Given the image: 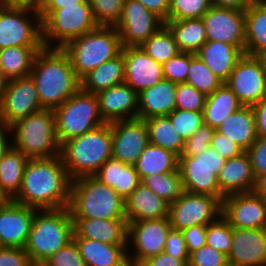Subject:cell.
I'll use <instances>...</instances> for the list:
<instances>
[{
    "instance_id": "obj_52",
    "label": "cell",
    "mask_w": 266,
    "mask_h": 266,
    "mask_svg": "<svg viewBox=\"0 0 266 266\" xmlns=\"http://www.w3.org/2000/svg\"><path fill=\"white\" fill-rule=\"evenodd\" d=\"M163 252L175 259L183 260L188 265L189 253L180 230L170 229Z\"/></svg>"
},
{
    "instance_id": "obj_54",
    "label": "cell",
    "mask_w": 266,
    "mask_h": 266,
    "mask_svg": "<svg viewBox=\"0 0 266 266\" xmlns=\"http://www.w3.org/2000/svg\"><path fill=\"white\" fill-rule=\"evenodd\" d=\"M251 159L255 177L266 173V138L258 137L246 151Z\"/></svg>"
},
{
    "instance_id": "obj_46",
    "label": "cell",
    "mask_w": 266,
    "mask_h": 266,
    "mask_svg": "<svg viewBox=\"0 0 266 266\" xmlns=\"http://www.w3.org/2000/svg\"><path fill=\"white\" fill-rule=\"evenodd\" d=\"M167 117L184 140L190 138L198 128L204 125L203 112L176 108Z\"/></svg>"
},
{
    "instance_id": "obj_4",
    "label": "cell",
    "mask_w": 266,
    "mask_h": 266,
    "mask_svg": "<svg viewBox=\"0 0 266 266\" xmlns=\"http://www.w3.org/2000/svg\"><path fill=\"white\" fill-rule=\"evenodd\" d=\"M69 209L72 218L126 219L125 200L95 176L71 181Z\"/></svg>"
},
{
    "instance_id": "obj_15",
    "label": "cell",
    "mask_w": 266,
    "mask_h": 266,
    "mask_svg": "<svg viewBox=\"0 0 266 266\" xmlns=\"http://www.w3.org/2000/svg\"><path fill=\"white\" fill-rule=\"evenodd\" d=\"M165 22L143 4L135 0H125L119 22L115 25L122 47H138Z\"/></svg>"
},
{
    "instance_id": "obj_18",
    "label": "cell",
    "mask_w": 266,
    "mask_h": 266,
    "mask_svg": "<svg viewBox=\"0 0 266 266\" xmlns=\"http://www.w3.org/2000/svg\"><path fill=\"white\" fill-rule=\"evenodd\" d=\"M112 157L126 165H135L149 142L145 120L130 119L111 122Z\"/></svg>"
},
{
    "instance_id": "obj_9",
    "label": "cell",
    "mask_w": 266,
    "mask_h": 266,
    "mask_svg": "<svg viewBox=\"0 0 266 266\" xmlns=\"http://www.w3.org/2000/svg\"><path fill=\"white\" fill-rule=\"evenodd\" d=\"M98 27L88 1L61 6L42 22L44 47L63 48L70 41Z\"/></svg>"
},
{
    "instance_id": "obj_12",
    "label": "cell",
    "mask_w": 266,
    "mask_h": 266,
    "mask_svg": "<svg viewBox=\"0 0 266 266\" xmlns=\"http://www.w3.org/2000/svg\"><path fill=\"white\" fill-rule=\"evenodd\" d=\"M171 228L168 217L128 222L127 253L130 266H140L148 258L162 253Z\"/></svg>"
},
{
    "instance_id": "obj_22",
    "label": "cell",
    "mask_w": 266,
    "mask_h": 266,
    "mask_svg": "<svg viewBox=\"0 0 266 266\" xmlns=\"http://www.w3.org/2000/svg\"><path fill=\"white\" fill-rule=\"evenodd\" d=\"M36 211L14 201L0 208V247L24 248Z\"/></svg>"
},
{
    "instance_id": "obj_27",
    "label": "cell",
    "mask_w": 266,
    "mask_h": 266,
    "mask_svg": "<svg viewBox=\"0 0 266 266\" xmlns=\"http://www.w3.org/2000/svg\"><path fill=\"white\" fill-rule=\"evenodd\" d=\"M127 222L168 217V204L142 183L125 199Z\"/></svg>"
},
{
    "instance_id": "obj_63",
    "label": "cell",
    "mask_w": 266,
    "mask_h": 266,
    "mask_svg": "<svg viewBox=\"0 0 266 266\" xmlns=\"http://www.w3.org/2000/svg\"><path fill=\"white\" fill-rule=\"evenodd\" d=\"M257 0H211V4L217 7L233 8L245 11Z\"/></svg>"
},
{
    "instance_id": "obj_31",
    "label": "cell",
    "mask_w": 266,
    "mask_h": 266,
    "mask_svg": "<svg viewBox=\"0 0 266 266\" xmlns=\"http://www.w3.org/2000/svg\"><path fill=\"white\" fill-rule=\"evenodd\" d=\"M94 176L113 188L124 200L141 183L134 165H126L113 157L109 158Z\"/></svg>"
},
{
    "instance_id": "obj_38",
    "label": "cell",
    "mask_w": 266,
    "mask_h": 266,
    "mask_svg": "<svg viewBox=\"0 0 266 266\" xmlns=\"http://www.w3.org/2000/svg\"><path fill=\"white\" fill-rule=\"evenodd\" d=\"M149 142L181 156L185 140L171 124L167 116H154L145 119Z\"/></svg>"
},
{
    "instance_id": "obj_35",
    "label": "cell",
    "mask_w": 266,
    "mask_h": 266,
    "mask_svg": "<svg viewBox=\"0 0 266 266\" xmlns=\"http://www.w3.org/2000/svg\"><path fill=\"white\" fill-rule=\"evenodd\" d=\"M179 157L171 151L149 143L141 152L135 166L140 180L152 174H162L178 170Z\"/></svg>"
},
{
    "instance_id": "obj_6",
    "label": "cell",
    "mask_w": 266,
    "mask_h": 266,
    "mask_svg": "<svg viewBox=\"0 0 266 266\" xmlns=\"http://www.w3.org/2000/svg\"><path fill=\"white\" fill-rule=\"evenodd\" d=\"M12 146L28 159L52 158L60 155L55 113L42 109L11 125Z\"/></svg>"
},
{
    "instance_id": "obj_47",
    "label": "cell",
    "mask_w": 266,
    "mask_h": 266,
    "mask_svg": "<svg viewBox=\"0 0 266 266\" xmlns=\"http://www.w3.org/2000/svg\"><path fill=\"white\" fill-rule=\"evenodd\" d=\"M207 96L188 83H178L176 88V108L186 111L203 112Z\"/></svg>"
},
{
    "instance_id": "obj_34",
    "label": "cell",
    "mask_w": 266,
    "mask_h": 266,
    "mask_svg": "<svg viewBox=\"0 0 266 266\" xmlns=\"http://www.w3.org/2000/svg\"><path fill=\"white\" fill-rule=\"evenodd\" d=\"M243 105L238 97L223 83L212 94L208 95L203 109L204 125L217 128L230 114L238 111Z\"/></svg>"
},
{
    "instance_id": "obj_16",
    "label": "cell",
    "mask_w": 266,
    "mask_h": 266,
    "mask_svg": "<svg viewBox=\"0 0 266 266\" xmlns=\"http://www.w3.org/2000/svg\"><path fill=\"white\" fill-rule=\"evenodd\" d=\"M44 109L31 76L10 79L0 102V120L7 125Z\"/></svg>"
},
{
    "instance_id": "obj_29",
    "label": "cell",
    "mask_w": 266,
    "mask_h": 266,
    "mask_svg": "<svg viewBox=\"0 0 266 266\" xmlns=\"http://www.w3.org/2000/svg\"><path fill=\"white\" fill-rule=\"evenodd\" d=\"M86 266H130L127 245H111L88 238H73Z\"/></svg>"
},
{
    "instance_id": "obj_14",
    "label": "cell",
    "mask_w": 266,
    "mask_h": 266,
    "mask_svg": "<svg viewBox=\"0 0 266 266\" xmlns=\"http://www.w3.org/2000/svg\"><path fill=\"white\" fill-rule=\"evenodd\" d=\"M243 106H254L266 96V71L262 57L244 54L225 82Z\"/></svg>"
},
{
    "instance_id": "obj_58",
    "label": "cell",
    "mask_w": 266,
    "mask_h": 266,
    "mask_svg": "<svg viewBox=\"0 0 266 266\" xmlns=\"http://www.w3.org/2000/svg\"><path fill=\"white\" fill-rule=\"evenodd\" d=\"M45 0H0V4L9 8L27 9L41 13Z\"/></svg>"
},
{
    "instance_id": "obj_23",
    "label": "cell",
    "mask_w": 266,
    "mask_h": 266,
    "mask_svg": "<svg viewBox=\"0 0 266 266\" xmlns=\"http://www.w3.org/2000/svg\"><path fill=\"white\" fill-rule=\"evenodd\" d=\"M96 96L106 123L137 118L138 94L125 82L100 91Z\"/></svg>"
},
{
    "instance_id": "obj_45",
    "label": "cell",
    "mask_w": 266,
    "mask_h": 266,
    "mask_svg": "<svg viewBox=\"0 0 266 266\" xmlns=\"http://www.w3.org/2000/svg\"><path fill=\"white\" fill-rule=\"evenodd\" d=\"M99 26H115L122 13L125 0H87Z\"/></svg>"
},
{
    "instance_id": "obj_50",
    "label": "cell",
    "mask_w": 266,
    "mask_h": 266,
    "mask_svg": "<svg viewBox=\"0 0 266 266\" xmlns=\"http://www.w3.org/2000/svg\"><path fill=\"white\" fill-rule=\"evenodd\" d=\"M227 262V255L205 244L189 254L188 266H224Z\"/></svg>"
},
{
    "instance_id": "obj_59",
    "label": "cell",
    "mask_w": 266,
    "mask_h": 266,
    "mask_svg": "<svg viewBox=\"0 0 266 266\" xmlns=\"http://www.w3.org/2000/svg\"><path fill=\"white\" fill-rule=\"evenodd\" d=\"M143 4L149 11L155 13L164 22L167 21L170 0H135Z\"/></svg>"
},
{
    "instance_id": "obj_53",
    "label": "cell",
    "mask_w": 266,
    "mask_h": 266,
    "mask_svg": "<svg viewBox=\"0 0 266 266\" xmlns=\"http://www.w3.org/2000/svg\"><path fill=\"white\" fill-rule=\"evenodd\" d=\"M210 146L225 159L235 158L246 152L240 145L216 129L213 133Z\"/></svg>"
},
{
    "instance_id": "obj_2",
    "label": "cell",
    "mask_w": 266,
    "mask_h": 266,
    "mask_svg": "<svg viewBox=\"0 0 266 266\" xmlns=\"http://www.w3.org/2000/svg\"><path fill=\"white\" fill-rule=\"evenodd\" d=\"M30 76L44 109L54 110L81 88V79L76 75L63 48L40 49Z\"/></svg>"
},
{
    "instance_id": "obj_8",
    "label": "cell",
    "mask_w": 266,
    "mask_h": 266,
    "mask_svg": "<svg viewBox=\"0 0 266 266\" xmlns=\"http://www.w3.org/2000/svg\"><path fill=\"white\" fill-rule=\"evenodd\" d=\"M53 111L60 145L106 123L100 114L96 94L81 88Z\"/></svg>"
},
{
    "instance_id": "obj_37",
    "label": "cell",
    "mask_w": 266,
    "mask_h": 266,
    "mask_svg": "<svg viewBox=\"0 0 266 266\" xmlns=\"http://www.w3.org/2000/svg\"><path fill=\"white\" fill-rule=\"evenodd\" d=\"M43 47L0 49V71L8 79L30 76L36 54Z\"/></svg>"
},
{
    "instance_id": "obj_44",
    "label": "cell",
    "mask_w": 266,
    "mask_h": 266,
    "mask_svg": "<svg viewBox=\"0 0 266 266\" xmlns=\"http://www.w3.org/2000/svg\"><path fill=\"white\" fill-rule=\"evenodd\" d=\"M206 244L228 255L232 245L233 228L220 216L216 221L207 225Z\"/></svg>"
},
{
    "instance_id": "obj_49",
    "label": "cell",
    "mask_w": 266,
    "mask_h": 266,
    "mask_svg": "<svg viewBox=\"0 0 266 266\" xmlns=\"http://www.w3.org/2000/svg\"><path fill=\"white\" fill-rule=\"evenodd\" d=\"M214 131L215 128L207 125L198 128L190 138L185 140L181 156H195L201 154L210 146Z\"/></svg>"
},
{
    "instance_id": "obj_67",
    "label": "cell",
    "mask_w": 266,
    "mask_h": 266,
    "mask_svg": "<svg viewBox=\"0 0 266 266\" xmlns=\"http://www.w3.org/2000/svg\"><path fill=\"white\" fill-rule=\"evenodd\" d=\"M28 266H50L46 260H30Z\"/></svg>"
},
{
    "instance_id": "obj_65",
    "label": "cell",
    "mask_w": 266,
    "mask_h": 266,
    "mask_svg": "<svg viewBox=\"0 0 266 266\" xmlns=\"http://www.w3.org/2000/svg\"><path fill=\"white\" fill-rule=\"evenodd\" d=\"M14 199L0 185V208L9 206Z\"/></svg>"
},
{
    "instance_id": "obj_41",
    "label": "cell",
    "mask_w": 266,
    "mask_h": 266,
    "mask_svg": "<svg viewBox=\"0 0 266 266\" xmlns=\"http://www.w3.org/2000/svg\"><path fill=\"white\" fill-rule=\"evenodd\" d=\"M141 183L149 187L168 205L174 203L183 192L179 169L173 172L146 176L141 180Z\"/></svg>"
},
{
    "instance_id": "obj_43",
    "label": "cell",
    "mask_w": 266,
    "mask_h": 266,
    "mask_svg": "<svg viewBox=\"0 0 266 266\" xmlns=\"http://www.w3.org/2000/svg\"><path fill=\"white\" fill-rule=\"evenodd\" d=\"M211 6V0H170L167 21L202 18Z\"/></svg>"
},
{
    "instance_id": "obj_19",
    "label": "cell",
    "mask_w": 266,
    "mask_h": 266,
    "mask_svg": "<svg viewBox=\"0 0 266 266\" xmlns=\"http://www.w3.org/2000/svg\"><path fill=\"white\" fill-rule=\"evenodd\" d=\"M202 19L207 40L235 45L245 54L244 11L212 5Z\"/></svg>"
},
{
    "instance_id": "obj_40",
    "label": "cell",
    "mask_w": 266,
    "mask_h": 266,
    "mask_svg": "<svg viewBox=\"0 0 266 266\" xmlns=\"http://www.w3.org/2000/svg\"><path fill=\"white\" fill-rule=\"evenodd\" d=\"M140 47L162 65L180 53L174 36L166 25L152 34Z\"/></svg>"
},
{
    "instance_id": "obj_5",
    "label": "cell",
    "mask_w": 266,
    "mask_h": 266,
    "mask_svg": "<svg viewBox=\"0 0 266 266\" xmlns=\"http://www.w3.org/2000/svg\"><path fill=\"white\" fill-rule=\"evenodd\" d=\"M74 222L69 207L37 210L24 247L31 260H48L73 240Z\"/></svg>"
},
{
    "instance_id": "obj_33",
    "label": "cell",
    "mask_w": 266,
    "mask_h": 266,
    "mask_svg": "<svg viewBox=\"0 0 266 266\" xmlns=\"http://www.w3.org/2000/svg\"><path fill=\"white\" fill-rule=\"evenodd\" d=\"M125 79L122 52L115 58L102 63L81 78V89L97 94L114 85L123 83Z\"/></svg>"
},
{
    "instance_id": "obj_32",
    "label": "cell",
    "mask_w": 266,
    "mask_h": 266,
    "mask_svg": "<svg viewBox=\"0 0 266 266\" xmlns=\"http://www.w3.org/2000/svg\"><path fill=\"white\" fill-rule=\"evenodd\" d=\"M216 130L247 151L256 141V120L251 106H243L230 114Z\"/></svg>"
},
{
    "instance_id": "obj_69",
    "label": "cell",
    "mask_w": 266,
    "mask_h": 266,
    "mask_svg": "<svg viewBox=\"0 0 266 266\" xmlns=\"http://www.w3.org/2000/svg\"><path fill=\"white\" fill-rule=\"evenodd\" d=\"M224 266H232V265H230V264L227 262Z\"/></svg>"
},
{
    "instance_id": "obj_39",
    "label": "cell",
    "mask_w": 266,
    "mask_h": 266,
    "mask_svg": "<svg viewBox=\"0 0 266 266\" xmlns=\"http://www.w3.org/2000/svg\"><path fill=\"white\" fill-rule=\"evenodd\" d=\"M28 158L11 146L0 160V185L14 199L21 188Z\"/></svg>"
},
{
    "instance_id": "obj_42",
    "label": "cell",
    "mask_w": 266,
    "mask_h": 266,
    "mask_svg": "<svg viewBox=\"0 0 266 266\" xmlns=\"http://www.w3.org/2000/svg\"><path fill=\"white\" fill-rule=\"evenodd\" d=\"M186 83L194 86L206 96L212 94L224 82L217 77L197 54L190 53V67Z\"/></svg>"
},
{
    "instance_id": "obj_62",
    "label": "cell",
    "mask_w": 266,
    "mask_h": 266,
    "mask_svg": "<svg viewBox=\"0 0 266 266\" xmlns=\"http://www.w3.org/2000/svg\"><path fill=\"white\" fill-rule=\"evenodd\" d=\"M10 136H12L11 126L0 120V160L12 146V137Z\"/></svg>"
},
{
    "instance_id": "obj_64",
    "label": "cell",
    "mask_w": 266,
    "mask_h": 266,
    "mask_svg": "<svg viewBox=\"0 0 266 266\" xmlns=\"http://www.w3.org/2000/svg\"><path fill=\"white\" fill-rule=\"evenodd\" d=\"M253 192L262 196L263 198L266 197V173L256 177Z\"/></svg>"
},
{
    "instance_id": "obj_3",
    "label": "cell",
    "mask_w": 266,
    "mask_h": 266,
    "mask_svg": "<svg viewBox=\"0 0 266 266\" xmlns=\"http://www.w3.org/2000/svg\"><path fill=\"white\" fill-rule=\"evenodd\" d=\"M60 156L71 180L94 176L112 157L111 124L104 123L61 145Z\"/></svg>"
},
{
    "instance_id": "obj_11",
    "label": "cell",
    "mask_w": 266,
    "mask_h": 266,
    "mask_svg": "<svg viewBox=\"0 0 266 266\" xmlns=\"http://www.w3.org/2000/svg\"><path fill=\"white\" fill-rule=\"evenodd\" d=\"M10 46L44 47L39 13L0 4V49Z\"/></svg>"
},
{
    "instance_id": "obj_57",
    "label": "cell",
    "mask_w": 266,
    "mask_h": 266,
    "mask_svg": "<svg viewBox=\"0 0 266 266\" xmlns=\"http://www.w3.org/2000/svg\"><path fill=\"white\" fill-rule=\"evenodd\" d=\"M256 120L257 137L266 138V96L252 106Z\"/></svg>"
},
{
    "instance_id": "obj_26",
    "label": "cell",
    "mask_w": 266,
    "mask_h": 266,
    "mask_svg": "<svg viewBox=\"0 0 266 266\" xmlns=\"http://www.w3.org/2000/svg\"><path fill=\"white\" fill-rule=\"evenodd\" d=\"M177 83L166 79L156 85L144 89L138 94V119H148L154 116H167L176 109Z\"/></svg>"
},
{
    "instance_id": "obj_61",
    "label": "cell",
    "mask_w": 266,
    "mask_h": 266,
    "mask_svg": "<svg viewBox=\"0 0 266 266\" xmlns=\"http://www.w3.org/2000/svg\"><path fill=\"white\" fill-rule=\"evenodd\" d=\"M87 0H45L43 9L40 13L42 22L55 10L61 6L76 5L78 3L86 2Z\"/></svg>"
},
{
    "instance_id": "obj_17",
    "label": "cell",
    "mask_w": 266,
    "mask_h": 266,
    "mask_svg": "<svg viewBox=\"0 0 266 266\" xmlns=\"http://www.w3.org/2000/svg\"><path fill=\"white\" fill-rule=\"evenodd\" d=\"M221 216L235 229L266 228L265 198L253 191L225 196Z\"/></svg>"
},
{
    "instance_id": "obj_7",
    "label": "cell",
    "mask_w": 266,
    "mask_h": 266,
    "mask_svg": "<svg viewBox=\"0 0 266 266\" xmlns=\"http://www.w3.org/2000/svg\"><path fill=\"white\" fill-rule=\"evenodd\" d=\"M120 35L115 26H99L70 41L63 47L76 75L81 79L88 72L121 53Z\"/></svg>"
},
{
    "instance_id": "obj_20",
    "label": "cell",
    "mask_w": 266,
    "mask_h": 266,
    "mask_svg": "<svg viewBox=\"0 0 266 266\" xmlns=\"http://www.w3.org/2000/svg\"><path fill=\"white\" fill-rule=\"evenodd\" d=\"M125 79L137 94L164 79L162 64L146 54L140 47H123Z\"/></svg>"
},
{
    "instance_id": "obj_21",
    "label": "cell",
    "mask_w": 266,
    "mask_h": 266,
    "mask_svg": "<svg viewBox=\"0 0 266 266\" xmlns=\"http://www.w3.org/2000/svg\"><path fill=\"white\" fill-rule=\"evenodd\" d=\"M227 261L232 266H266V228H233Z\"/></svg>"
},
{
    "instance_id": "obj_28",
    "label": "cell",
    "mask_w": 266,
    "mask_h": 266,
    "mask_svg": "<svg viewBox=\"0 0 266 266\" xmlns=\"http://www.w3.org/2000/svg\"><path fill=\"white\" fill-rule=\"evenodd\" d=\"M213 74L224 83L244 53L235 45L207 40L196 53Z\"/></svg>"
},
{
    "instance_id": "obj_56",
    "label": "cell",
    "mask_w": 266,
    "mask_h": 266,
    "mask_svg": "<svg viewBox=\"0 0 266 266\" xmlns=\"http://www.w3.org/2000/svg\"><path fill=\"white\" fill-rule=\"evenodd\" d=\"M206 229L207 225H196L181 230L189 254L206 244Z\"/></svg>"
},
{
    "instance_id": "obj_36",
    "label": "cell",
    "mask_w": 266,
    "mask_h": 266,
    "mask_svg": "<svg viewBox=\"0 0 266 266\" xmlns=\"http://www.w3.org/2000/svg\"><path fill=\"white\" fill-rule=\"evenodd\" d=\"M180 52L196 54L207 41L202 18L166 21Z\"/></svg>"
},
{
    "instance_id": "obj_60",
    "label": "cell",
    "mask_w": 266,
    "mask_h": 266,
    "mask_svg": "<svg viewBox=\"0 0 266 266\" xmlns=\"http://www.w3.org/2000/svg\"><path fill=\"white\" fill-rule=\"evenodd\" d=\"M140 266H188L183 260L175 259L164 252L148 258Z\"/></svg>"
},
{
    "instance_id": "obj_48",
    "label": "cell",
    "mask_w": 266,
    "mask_h": 266,
    "mask_svg": "<svg viewBox=\"0 0 266 266\" xmlns=\"http://www.w3.org/2000/svg\"><path fill=\"white\" fill-rule=\"evenodd\" d=\"M190 67V53L180 52L162 65L163 77L174 83H185Z\"/></svg>"
},
{
    "instance_id": "obj_30",
    "label": "cell",
    "mask_w": 266,
    "mask_h": 266,
    "mask_svg": "<svg viewBox=\"0 0 266 266\" xmlns=\"http://www.w3.org/2000/svg\"><path fill=\"white\" fill-rule=\"evenodd\" d=\"M245 54L266 55V0H257L245 11Z\"/></svg>"
},
{
    "instance_id": "obj_1",
    "label": "cell",
    "mask_w": 266,
    "mask_h": 266,
    "mask_svg": "<svg viewBox=\"0 0 266 266\" xmlns=\"http://www.w3.org/2000/svg\"><path fill=\"white\" fill-rule=\"evenodd\" d=\"M71 181L60 155L28 159L14 202L37 210L69 207Z\"/></svg>"
},
{
    "instance_id": "obj_10",
    "label": "cell",
    "mask_w": 266,
    "mask_h": 266,
    "mask_svg": "<svg viewBox=\"0 0 266 266\" xmlns=\"http://www.w3.org/2000/svg\"><path fill=\"white\" fill-rule=\"evenodd\" d=\"M225 162L211 146L195 156H180L178 169L183 191L214 196L222 201L225 196L220 192L218 175Z\"/></svg>"
},
{
    "instance_id": "obj_55",
    "label": "cell",
    "mask_w": 266,
    "mask_h": 266,
    "mask_svg": "<svg viewBox=\"0 0 266 266\" xmlns=\"http://www.w3.org/2000/svg\"><path fill=\"white\" fill-rule=\"evenodd\" d=\"M30 260L24 248L0 247V266H28Z\"/></svg>"
},
{
    "instance_id": "obj_13",
    "label": "cell",
    "mask_w": 266,
    "mask_h": 266,
    "mask_svg": "<svg viewBox=\"0 0 266 266\" xmlns=\"http://www.w3.org/2000/svg\"><path fill=\"white\" fill-rule=\"evenodd\" d=\"M221 213L222 201L219 198L187 191L168 205L170 225L180 231L196 225H208L216 221Z\"/></svg>"
},
{
    "instance_id": "obj_24",
    "label": "cell",
    "mask_w": 266,
    "mask_h": 266,
    "mask_svg": "<svg viewBox=\"0 0 266 266\" xmlns=\"http://www.w3.org/2000/svg\"><path fill=\"white\" fill-rule=\"evenodd\" d=\"M73 238H88L111 245H127L126 219L72 218Z\"/></svg>"
},
{
    "instance_id": "obj_66",
    "label": "cell",
    "mask_w": 266,
    "mask_h": 266,
    "mask_svg": "<svg viewBox=\"0 0 266 266\" xmlns=\"http://www.w3.org/2000/svg\"><path fill=\"white\" fill-rule=\"evenodd\" d=\"M8 79L0 71V102L7 86Z\"/></svg>"
},
{
    "instance_id": "obj_68",
    "label": "cell",
    "mask_w": 266,
    "mask_h": 266,
    "mask_svg": "<svg viewBox=\"0 0 266 266\" xmlns=\"http://www.w3.org/2000/svg\"><path fill=\"white\" fill-rule=\"evenodd\" d=\"M263 59V63H264V66H265V71H266V55L262 57Z\"/></svg>"
},
{
    "instance_id": "obj_25",
    "label": "cell",
    "mask_w": 266,
    "mask_h": 266,
    "mask_svg": "<svg viewBox=\"0 0 266 266\" xmlns=\"http://www.w3.org/2000/svg\"><path fill=\"white\" fill-rule=\"evenodd\" d=\"M255 181L256 177L247 152L238 157L226 159L218 175V185L224 196L252 192Z\"/></svg>"
},
{
    "instance_id": "obj_51",
    "label": "cell",
    "mask_w": 266,
    "mask_h": 266,
    "mask_svg": "<svg viewBox=\"0 0 266 266\" xmlns=\"http://www.w3.org/2000/svg\"><path fill=\"white\" fill-rule=\"evenodd\" d=\"M50 266H86L74 240L46 260Z\"/></svg>"
}]
</instances>
